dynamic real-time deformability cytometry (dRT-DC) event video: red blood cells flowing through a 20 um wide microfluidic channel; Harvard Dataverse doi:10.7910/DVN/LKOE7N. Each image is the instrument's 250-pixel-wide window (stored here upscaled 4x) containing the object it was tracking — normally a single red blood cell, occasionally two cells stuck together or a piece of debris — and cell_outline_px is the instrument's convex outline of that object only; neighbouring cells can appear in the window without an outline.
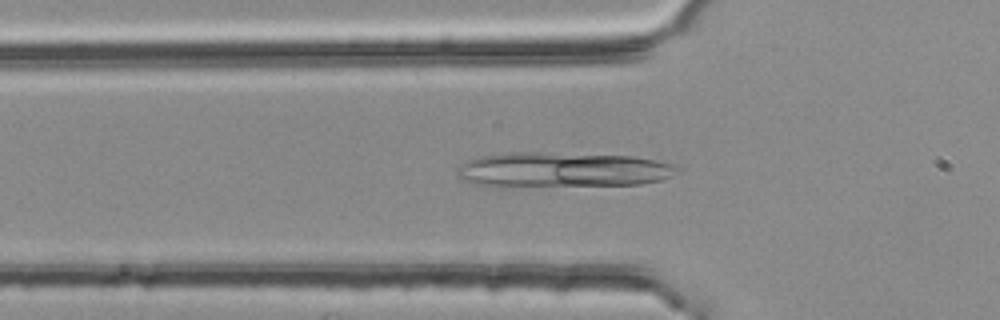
{"species": "common noctule bat (a hibernating species)", "species_latin": "Nyctalus noctula", "temperature_condition": "room temperature", "stored_images_in_passage": 54, "camera_frame_rate_fps": 3000, "um_per_image_px": 0.085, "animal": {"sex": "female", "body_mass_g": 25.1}, "frame": {"image": 1, "passage_image": 18, "time_ms": 5.667, "image_size_px": [1000, 320], "cell_outline_px": [[676, 168], [672, 176], [660, 180], [640, 184], [472, 184], [460, 180], [456, 176], [456, 168], [460, 164], [468, 160], [480, 156], [508, 152], [540, 152], [632, 156], [656, 160], [668, 164]], "centroid_in_image_um": [47.73, 14.38], "position_along_channel_um": 78.1, "area_um2": 43.41}}
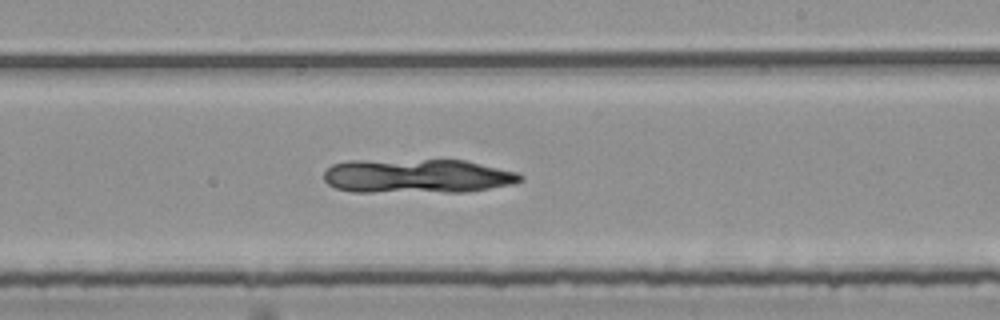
{"frame": {"image": 2, "passage_image": 32, "time_ms": 10.333, "image_size_px": [1000, 320], "cell_outline_px": [[524, 180], [512, 184], [464, 192], [352, 192], [336, 188], [328, 184], [324, 180], [324, 172], [332, 164], [348, 160], [464, 160], [516, 172], [524, 176]], "centroid_in_image_um": [35.43, 14.97], "position_along_channel_um": 253.6, "area_um2": 39.36}}
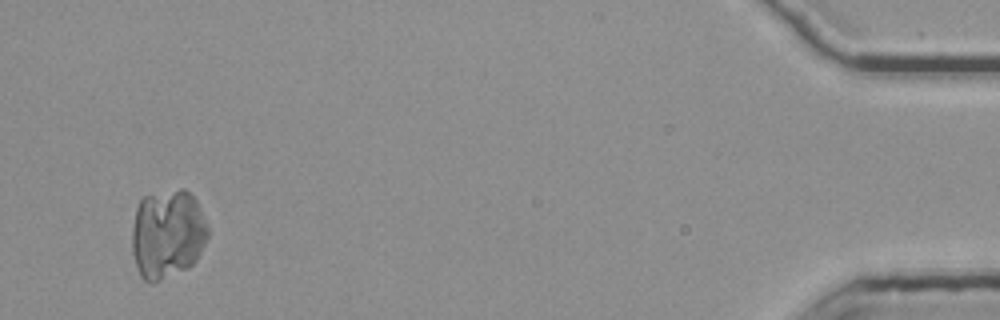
{"frame": {"image": 3, "passage_image": 52, "time_ms": 17.0, "image_size_px": [1000, 320], "cell_outline_px": [[208, 236], [196, 260], [188, 268], [152, 284], [144, 280], [140, 276], [136, 268], [132, 252], [132, 228], [136, 208], [140, 200], [144, 196], [180, 188], [184, 188], [196, 200], [200, 208], [208, 228]], "centroid_in_image_um": [14.21, 19.9], "position_along_channel_um": 421.0, "area_um2": 39.65}}